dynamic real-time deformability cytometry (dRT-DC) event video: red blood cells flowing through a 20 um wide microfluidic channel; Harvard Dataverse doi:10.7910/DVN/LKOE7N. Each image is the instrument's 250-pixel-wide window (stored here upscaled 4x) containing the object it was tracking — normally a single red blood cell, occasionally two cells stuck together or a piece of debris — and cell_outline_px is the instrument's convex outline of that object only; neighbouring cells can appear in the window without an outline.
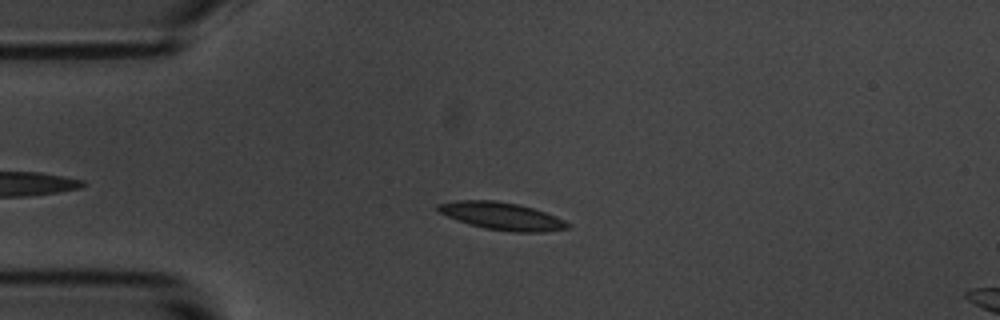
{"species": "common noctule bat (a hibernating species)", "species_latin": "Nyctalus noctula", "temperature_condition": "room temperature", "stored_images_in_passage": 5, "camera_frame_rate_fps": 3000, "um_per_image_px": 0.085, "animal": {"sex": "male", "body_mass_g": 20.1, "forearm_length_mm": 53.5}, "frame": {"image": 1, "passage_image": 4, "time_ms": 4.333, "image_size_px": [1000, 320], "cell_outline_px": [[572, 228], [544, 232], [512, 232], [484, 228], [468, 224], [456, 220], [436, 212], [436, 204], [456, 200], [496, 200], [516, 204], [532, 208], [556, 216], [572, 224]], "centroid_in_image_um": [42.64, 18.37], "position_along_channel_um": 42.4, "area_um2": 21.1}}